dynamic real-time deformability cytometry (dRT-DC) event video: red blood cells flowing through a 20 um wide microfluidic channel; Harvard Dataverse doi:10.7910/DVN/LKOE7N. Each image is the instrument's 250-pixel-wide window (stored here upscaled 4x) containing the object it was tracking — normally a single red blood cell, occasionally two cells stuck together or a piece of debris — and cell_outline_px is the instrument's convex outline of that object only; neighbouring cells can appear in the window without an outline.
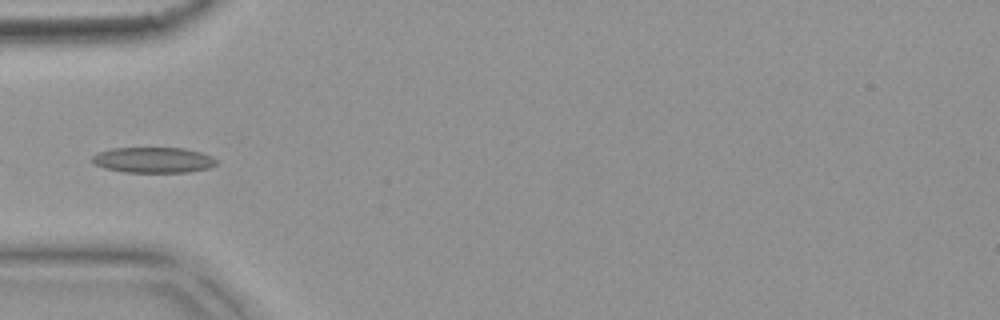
{"species": "common noctule bat (a hibernating species)", "species_latin": "Nyctalus noctula", "temperature_condition": "warm", "stored_images_in_passage": 4, "segment_of_instrument_passage": [2, 2], "camera_frame_rate_fps": 3000, "um_per_image_px": 0.085, "animal": {"sex": "female", "body_mass_g": 18.4}, "frame": {"image": 1, "passage_image": 4, "time_ms": 1.0, "image_size_px": [1000, 320], "cell_outline_px": [[220, 160], [216, 164], [208, 168], [188, 172], [124, 172], [104, 168], [96, 164], [92, 160], [92, 156], [96, 152], [112, 148], [184, 148], [200, 152], [212, 156]], "centroid_in_image_um": [13.05, 13.59], "position_along_channel_um": 72.0, "area_um2": 18.61}}